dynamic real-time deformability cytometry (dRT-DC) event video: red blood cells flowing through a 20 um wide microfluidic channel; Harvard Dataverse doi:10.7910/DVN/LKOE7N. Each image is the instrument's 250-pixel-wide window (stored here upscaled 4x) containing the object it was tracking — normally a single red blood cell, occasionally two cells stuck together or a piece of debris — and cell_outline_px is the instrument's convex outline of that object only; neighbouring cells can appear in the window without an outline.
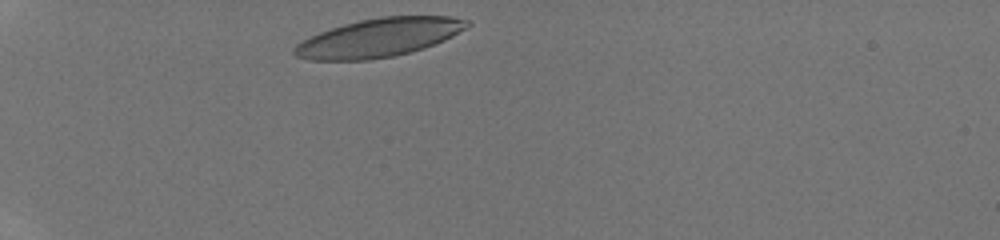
{"species": "human", "species_latin": "Homo sapiens", "temperature_condition": "room temperature", "stored_images_in_passage": 27, "camera_frame_rate_fps": 3000, "um_per_image_px": 0.085, "donor": {"sex": "male"}, "frame": {"image": 1, "passage_image": 1, "time_ms": 0.0, "image_size_px": [1000, 240], "cell_outline_px": [[472, 24], [468, 28], [444, 40], [424, 48], [392, 56], [368, 60], [308, 60], [296, 56], [292, 52], [292, 48], [296, 44], [308, 36], [344, 24], [360, 20], [380, 16], [448, 16], [468, 20]], "centroid_in_image_um": [32.19, 3.2], "position_along_channel_um": 52.8, "area_um2": 38.84}}
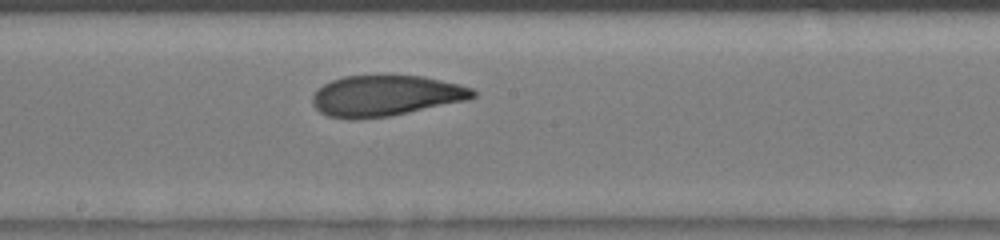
{"frame": {"image": 2, "passage_image": 14, "time_ms": 4.333, "image_size_px": [1000, 240], "cell_outline_px": [[476, 96], [468, 100], [388, 116], [352, 120], [328, 116], [320, 112], [312, 104], [312, 96], [324, 84], [332, 80], [344, 76], [388, 72], [424, 76], [460, 84], [472, 88], [476, 92]], "centroid_in_image_um": [32.79, 8.09], "position_along_channel_um": 215.4, "area_um2": 39.13}}
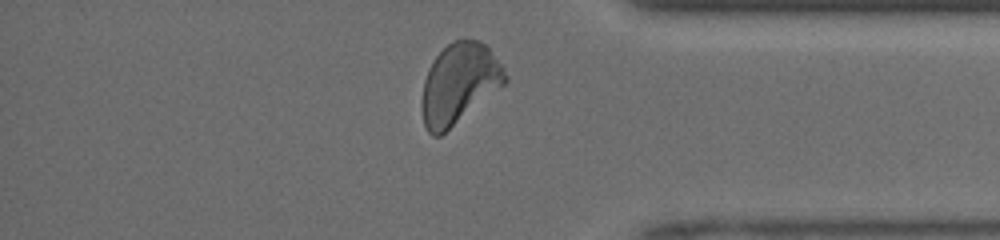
{"frame": {"image": 3, "passage_image": 26, "time_ms": 8.333, "image_size_px": [1000, 240], "cell_outline_px": [[508, 80], [504, 84], [440, 136], [432, 136], [428, 132], [424, 124], [420, 108], [420, 100], [424, 80], [428, 68], [436, 56], [452, 40], [480, 40], [488, 48], [504, 68], [508, 76]], "centroid_in_image_um": [38.98, 7.11], "position_along_channel_um": 396.2, "area_um2": 38.73}}